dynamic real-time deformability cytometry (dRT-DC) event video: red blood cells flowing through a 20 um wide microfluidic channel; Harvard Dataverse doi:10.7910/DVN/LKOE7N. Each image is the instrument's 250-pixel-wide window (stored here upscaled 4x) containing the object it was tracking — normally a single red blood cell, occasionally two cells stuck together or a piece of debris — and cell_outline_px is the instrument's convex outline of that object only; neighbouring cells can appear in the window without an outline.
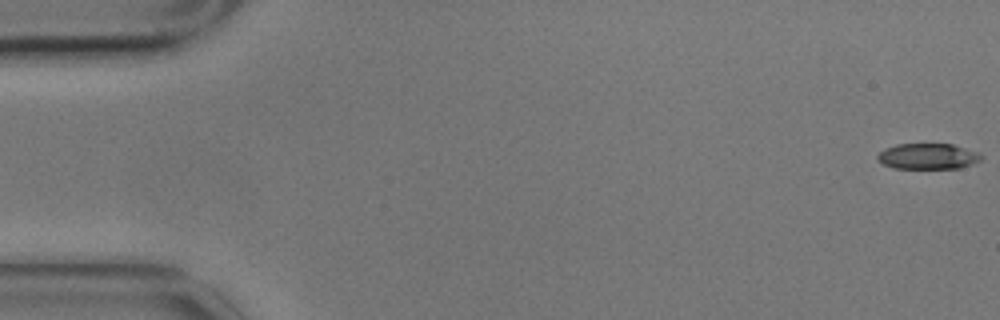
{"species": "common noctule bat (a hibernating species)", "species_latin": "Nyctalus noctula", "temperature_condition": "cold", "stored_images_in_passage": 5, "camera_frame_rate_fps": 3000, "um_per_image_px": 0.085, "animal": {"sex": "male", "body_mass_g": 17.9}, "frame": {"image": 1, "passage_image": 1, "time_ms": 0.0, "image_size_px": [1000, 320], "cell_outline_px": [[984, 156], [980, 160], [972, 164], [960, 168], [892, 168], [876, 160], [876, 156], [884, 148], [896, 144], [952, 144], [980, 152]], "centroid_in_image_um": [78.87, 13.28], "position_along_channel_um": 6.1, "area_um2": 15.72}}
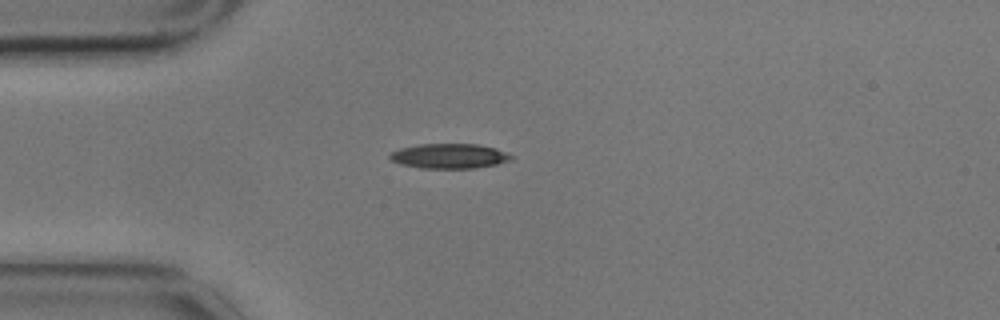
{"frame": {"image": 2, "passage_image": 5, "time_ms": 1.333, "image_size_px": [1000, 320], "cell_outline_px": [[516, 156], [512, 160], [496, 164], [476, 168], [420, 168], [400, 164], [392, 160], [388, 156], [392, 152], [400, 148], [420, 144], [476, 144], [496, 148], [508, 152]], "centroid_in_image_um": [38.25, 13.26], "position_along_channel_um": 46.8, "area_um2": 17.69}}